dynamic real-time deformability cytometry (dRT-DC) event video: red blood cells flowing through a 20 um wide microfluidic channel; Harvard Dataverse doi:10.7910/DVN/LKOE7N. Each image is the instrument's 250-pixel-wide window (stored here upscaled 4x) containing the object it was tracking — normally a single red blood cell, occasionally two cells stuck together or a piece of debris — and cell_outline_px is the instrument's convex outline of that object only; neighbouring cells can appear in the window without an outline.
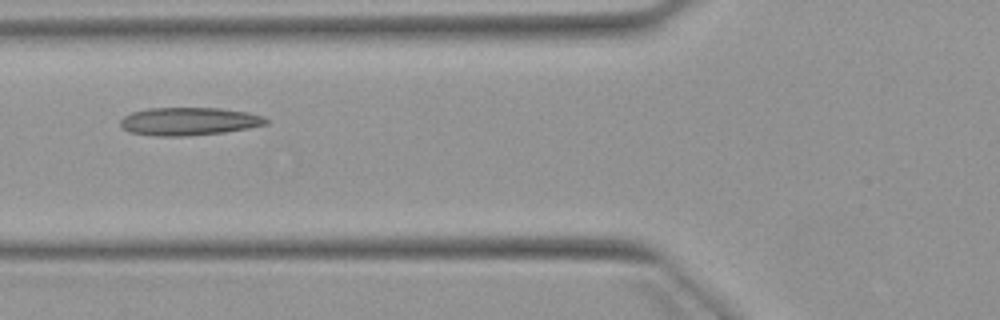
{"species": "Egyptian fruit bat (a non-hibernating species)", "species_latin": "Rousettus aegyptiacus", "temperature_condition": "warm", "stored_images_in_passage": 5, "camera_frame_rate_fps": 3000, "um_per_image_px": 0.085, "animal": {"sex": "female"}, "frame": {"image": 1, "passage_image": 5, "time_ms": 4.667, "image_size_px": [1000, 320], "cell_outline_px": [[268, 124], [248, 128], [224, 132], [188, 136], [152, 136], [128, 132], [120, 128], [120, 120], [124, 116], [132, 112], [148, 108], [220, 108], [248, 112], [264, 116], [268, 120]], "centroid_in_image_um": [16.03, 10.32], "position_along_channel_um": 109.8, "area_um2": 23.99}}